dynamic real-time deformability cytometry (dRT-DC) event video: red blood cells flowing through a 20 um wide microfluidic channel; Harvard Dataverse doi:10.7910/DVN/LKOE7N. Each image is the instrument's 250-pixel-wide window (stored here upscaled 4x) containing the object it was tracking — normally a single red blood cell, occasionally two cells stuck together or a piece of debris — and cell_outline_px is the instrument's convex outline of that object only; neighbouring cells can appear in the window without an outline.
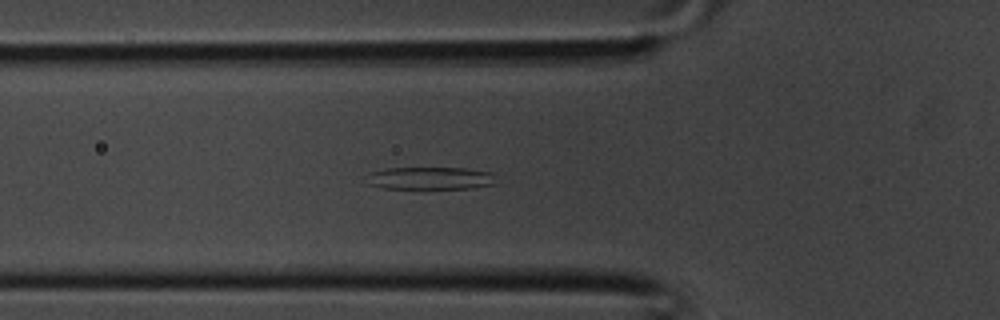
{"species": "common noctule bat (a hibernating species)", "species_latin": "Nyctalus noctula", "temperature_condition": "room temperature", "stored_images_in_passage": 34, "segment_of_instrument_passage": [1, 2], "camera_frame_rate_fps": 3000, "um_per_image_px": 0.085, "animal": {"sex": "male", "body_mass_g": 20.1, "forearm_length_mm": 53.5}, "frame": {"image": 1, "passage_image": 9, "time_ms": 2.667, "image_size_px": [1000, 320], "cell_outline_px": [[496, 184], [472, 188], [384, 188], [368, 184], [372, 172], [388, 168], [464, 168], [492, 172]], "centroid_in_image_um": [36.65, 15.15], "position_along_channel_um": 89.1, "area_um2": 16.7}}
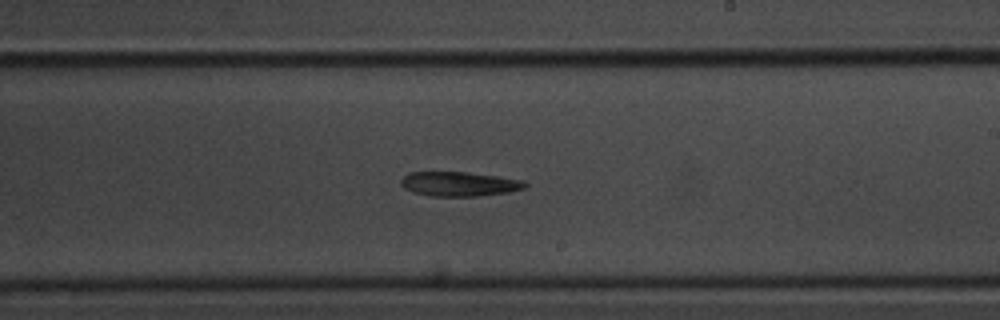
{"frame": {"image": 2, "passage_image": 18, "time_ms": 5.667, "image_size_px": [1000, 320], "cell_outline_px": [[528, 184], [524, 188], [508, 192], [476, 196], [432, 196], [412, 192], [404, 188], [400, 184], [400, 180], [408, 172], [468, 172], [524, 180]], "centroid_in_image_um": [39.01, 15.63], "position_along_channel_um": 250.0, "area_um2": 17.69}}
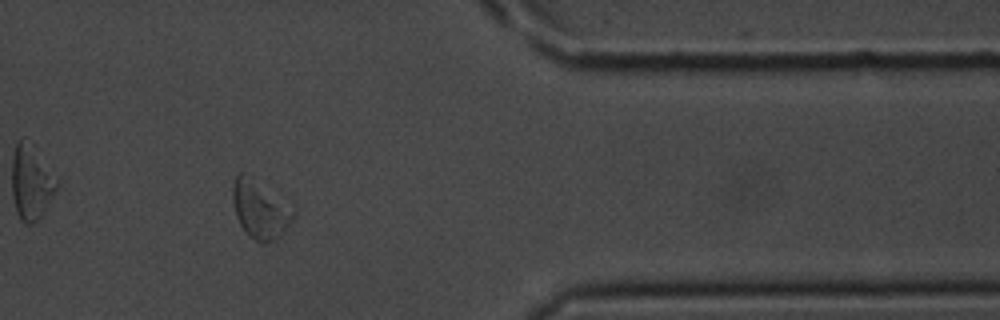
{"frame": {"image": 3, "passage_image": 27, "time_ms": 8.667, "image_size_px": [1000, 320], "cell_outline_px": [[296, 216], [272, 240], [264, 244], [260, 244], [248, 236], [240, 224], [236, 216], [232, 196], [232, 188], [236, 176], [240, 172], [244, 172], [296, 208]], "centroid_in_image_um": [22.1, 17.79], "position_along_channel_um": 389.3, "area_um2": 20.35}}